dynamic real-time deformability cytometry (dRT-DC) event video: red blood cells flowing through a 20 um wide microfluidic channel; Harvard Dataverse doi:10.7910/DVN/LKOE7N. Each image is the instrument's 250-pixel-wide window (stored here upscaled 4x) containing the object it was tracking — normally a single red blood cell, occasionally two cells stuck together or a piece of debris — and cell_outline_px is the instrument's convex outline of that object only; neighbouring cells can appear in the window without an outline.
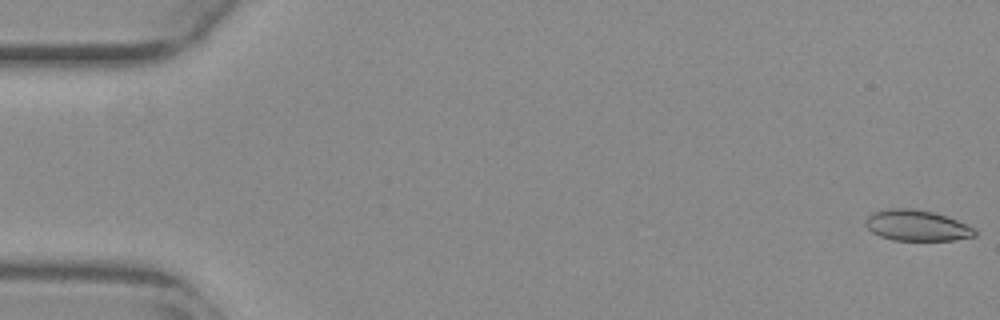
{"species": "common noctule bat (a hibernating species)", "species_latin": "Nyctalus noctula", "temperature_condition": "warm", "stored_images_in_passage": 11, "camera_frame_rate_fps": 3000, "um_per_image_px": 0.085, "animal": {"sex": "female", "body_mass_g": 29.2, "forearm_length_mm": 56.3}, "frame": {"image": 1, "passage_image": 1, "time_ms": 0.0, "image_size_px": [1000, 320], "cell_outline_px": [[976, 236], [956, 240], [892, 240], [880, 236], [872, 232], [864, 224], [864, 220], [872, 212], [888, 208], [912, 208], [932, 212], [968, 224], [976, 228]], "centroid_in_image_um": [77.92, 19.17], "position_along_channel_um": 7.1, "area_um2": 19.77}}